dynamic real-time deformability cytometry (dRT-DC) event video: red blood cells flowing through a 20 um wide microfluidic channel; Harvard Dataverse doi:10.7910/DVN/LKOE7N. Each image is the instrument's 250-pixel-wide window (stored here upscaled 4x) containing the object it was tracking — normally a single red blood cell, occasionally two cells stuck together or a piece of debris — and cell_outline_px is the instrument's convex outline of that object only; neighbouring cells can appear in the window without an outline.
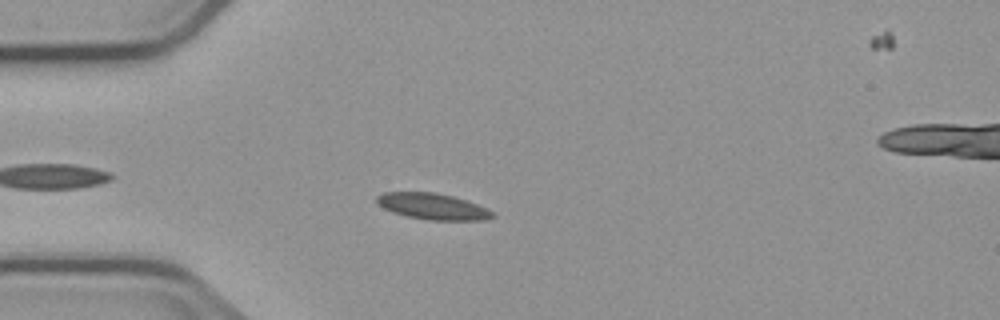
{"species": "common noctule bat (a hibernating species)", "species_latin": "Nyctalus noctula", "temperature_condition": "cold", "stored_images_in_passage": 5, "camera_frame_rate_fps": 3000, "um_per_image_px": 0.085, "animal": {"sex": "male", "body_mass_g": 23.1, "forearm_length_mm": 52.7}, "frame": {"image": 1, "passage_image": 4, "time_ms": 3.333, "image_size_px": [1000, 320], "cell_outline_px": [[496, 216], [488, 220], [428, 220], [408, 216], [392, 212], [376, 204], [376, 196], [384, 192], [436, 192], [452, 196], [488, 208]], "centroid_in_image_um": [36.77, 17.54], "position_along_channel_um": 48.2, "area_um2": 17.69}}